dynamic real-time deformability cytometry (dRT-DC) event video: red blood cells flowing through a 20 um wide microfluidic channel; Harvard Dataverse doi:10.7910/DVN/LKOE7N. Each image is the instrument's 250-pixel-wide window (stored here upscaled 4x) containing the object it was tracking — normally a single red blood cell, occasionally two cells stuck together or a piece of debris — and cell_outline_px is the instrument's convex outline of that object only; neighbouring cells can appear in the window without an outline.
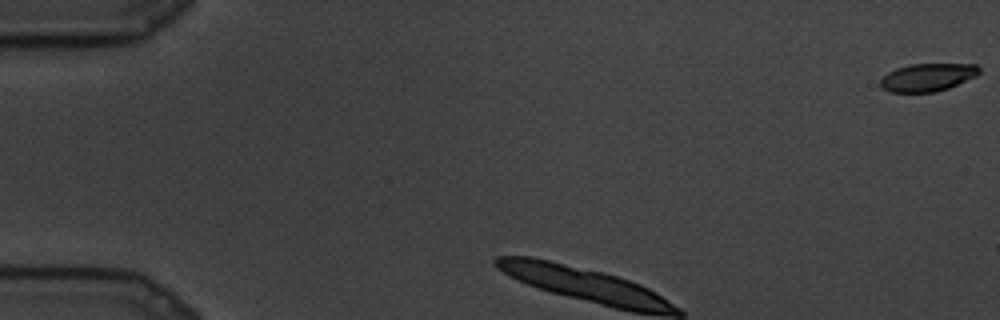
{"species": "common noctule bat (a hibernating species)", "species_latin": "Nyctalus noctula", "temperature_condition": "cold", "stored_images_in_passage": 11, "camera_frame_rate_fps": 3000, "um_per_image_px": 0.085, "animal": {"sex": "male", "body_mass_g": 19.5, "forearm_length_mm": 54.6}, "frame": {"image": 1, "passage_image": 1, "time_ms": 0.0, "image_size_px": [1000, 320], "cell_outline_px": [[980, 72], [976, 76], [948, 88], [936, 92], [888, 92], [880, 84], [880, 80], [888, 72], [896, 68], [908, 64], [976, 64], [980, 68]], "centroid_in_image_um": [78.84, 6.56], "position_along_channel_um": 6.2, "area_um2": 16.01}}